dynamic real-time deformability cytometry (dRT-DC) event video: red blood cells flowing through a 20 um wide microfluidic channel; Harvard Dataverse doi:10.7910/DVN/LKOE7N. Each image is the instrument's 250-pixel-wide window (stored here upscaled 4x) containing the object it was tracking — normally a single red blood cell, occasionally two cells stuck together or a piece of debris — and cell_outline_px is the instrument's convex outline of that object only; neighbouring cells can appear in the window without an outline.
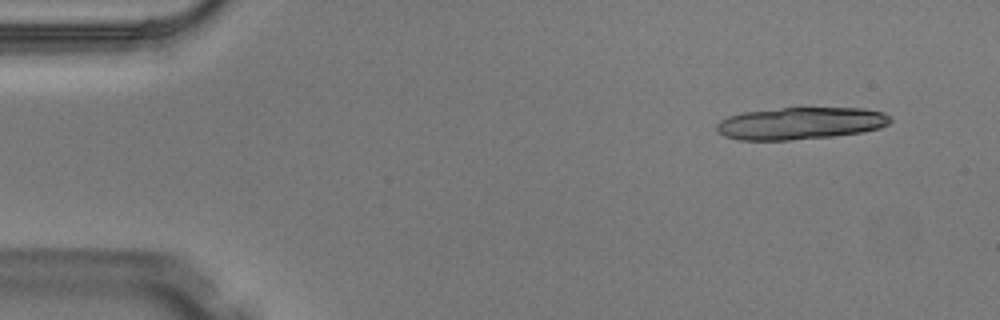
{"species": "Egyptian fruit bat (a non-hibernating species)", "species_latin": "Rousettus aegyptiacus", "temperature_condition": "warm", "stored_images_in_passage": 3, "camera_frame_rate_fps": 3000, "um_per_image_px": 0.085, "animal": {"sex": "male"}, "frame": {"image": 1, "passage_image": 1, "time_ms": 0.0, "image_size_px": [1000, 320], "cell_outline_px": [[892, 120], [888, 124], [880, 128], [860, 132], [832, 136], [788, 140], [740, 140], [724, 136], [716, 128], [716, 124], [720, 120], [728, 116], [744, 112], [780, 108], [864, 108], [884, 112], [892, 116]], "centroid_in_image_um": [68.06, 10.47], "position_along_channel_um": 16.9, "area_um2": 32.54}}